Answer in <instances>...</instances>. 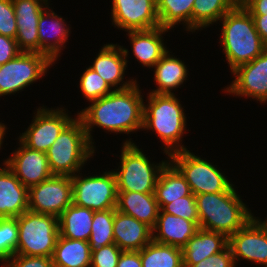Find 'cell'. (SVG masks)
<instances>
[{"instance_id": "obj_1", "label": "cell", "mask_w": 267, "mask_h": 267, "mask_svg": "<svg viewBox=\"0 0 267 267\" xmlns=\"http://www.w3.org/2000/svg\"><path fill=\"white\" fill-rule=\"evenodd\" d=\"M138 80L130 87L113 90L108 95L90 102L77 116L82 120L89 141L95 145L93 128H103L108 134H132L143 128L144 94Z\"/></svg>"}, {"instance_id": "obj_2", "label": "cell", "mask_w": 267, "mask_h": 267, "mask_svg": "<svg viewBox=\"0 0 267 267\" xmlns=\"http://www.w3.org/2000/svg\"><path fill=\"white\" fill-rule=\"evenodd\" d=\"M144 101L142 130H151L157 134L163 144L160 146L163 154L169 156L188 149L182 142L188 127L185 109L179 97L175 93H148Z\"/></svg>"}, {"instance_id": "obj_3", "label": "cell", "mask_w": 267, "mask_h": 267, "mask_svg": "<svg viewBox=\"0 0 267 267\" xmlns=\"http://www.w3.org/2000/svg\"><path fill=\"white\" fill-rule=\"evenodd\" d=\"M219 43L230 72L257 58L267 46L262 42L250 13L240 2L219 21Z\"/></svg>"}, {"instance_id": "obj_4", "label": "cell", "mask_w": 267, "mask_h": 267, "mask_svg": "<svg viewBox=\"0 0 267 267\" xmlns=\"http://www.w3.org/2000/svg\"><path fill=\"white\" fill-rule=\"evenodd\" d=\"M233 184L226 192L195 195L199 228L218 232L228 238L253 216Z\"/></svg>"}, {"instance_id": "obj_5", "label": "cell", "mask_w": 267, "mask_h": 267, "mask_svg": "<svg viewBox=\"0 0 267 267\" xmlns=\"http://www.w3.org/2000/svg\"><path fill=\"white\" fill-rule=\"evenodd\" d=\"M97 149L87 136L82 120L77 116L62 130L46 152L53 175L73 176L94 158Z\"/></svg>"}, {"instance_id": "obj_6", "label": "cell", "mask_w": 267, "mask_h": 267, "mask_svg": "<svg viewBox=\"0 0 267 267\" xmlns=\"http://www.w3.org/2000/svg\"><path fill=\"white\" fill-rule=\"evenodd\" d=\"M121 144L120 165L112 170L116 177L117 191L154 193L158 175L169 157L166 156L167 160L159 163L151 162V158L139 149L132 138L127 137Z\"/></svg>"}, {"instance_id": "obj_7", "label": "cell", "mask_w": 267, "mask_h": 267, "mask_svg": "<svg viewBox=\"0 0 267 267\" xmlns=\"http://www.w3.org/2000/svg\"><path fill=\"white\" fill-rule=\"evenodd\" d=\"M17 218L15 254L52 257L59 236L58 217L27 210Z\"/></svg>"}, {"instance_id": "obj_8", "label": "cell", "mask_w": 267, "mask_h": 267, "mask_svg": "<svg viewBox=\"0 0 267 267\" xmlns=\"http://www.w3.org/2000/svg\"><path fill=\"white\" fill-rule=\"evenodd\" d=\"M168 157L185 177L193 195L226 192L233 185L218 165L188 149L174 152Z\"/></svg>"}, {"instance_id": "obj_9", "label": "cell", "mask_w": 267, "mask_h": 267, "mask_svg": "<svg viewBox=\"0 0 267 267\" xmlns=\"http://www.w3.org/2000/svg\"><path fill=\"white\" fill-rule=\"evenodd\" d=\"M53 65L55 63L45 54L21 51L0 69V97L24 91L37 80L48 76L47 72Z\"/></svg>"}, {"instance_id": "obj_10", "label": "cell", "mask_w": 267, "mask_h": 267, "mask_svg": "<svg viewBox=\"0 0 267 267\" xmlns=\"http://www.w3.org/2000/svg\"><path fill=\"white\" fill-rule=\"evenodd\" d=\"M78 172L72 179V203L92 211L116 209L117 185L112 170L98 175L83 176Z\"/></svg>"}, {"instance_id": "obj_11", "label": "cell", "mask_w": 267, "mask_h": 267, "mask_svg": "<svg viewBox=\"0 0 267 267\" xmlns=\"http://www.w3.org/2000/svg\"><path fill=\"white\" fill-rule=\"evenodd\" d=\"M65 107L36 108L32 122L18 139L28 148L47 152L62 130L74 119Z\"/></svg>"}, {"instance_id": "obj_12", "label": "cell", "mask_w": 267, "mask_h": 267, "mask_svg": "<svg viewBox=\"0 0 267 267\" xmlns=\"http://www.w3.org/2000/svg\"><path fill=\"white\" fill-rule=\"evenodd\" d=\"M71 204V176L53 175L28 188V207L32 212L59 217Z\"/></svg>"}, {"instance_id": "obj_13", "label": "cell", "mask_w": 267, "mask_h": 267, "mask_svg": "<svg viewBox=\"0 0 267 267\" xmlns=\"http://www.w3.org/2000/svg\"><path fill=\"white\" fill-rule=\"evenodd\" d=\"M231 75L234 79L223 89L226 95L267 104V48L251 62L236 67Z\"/></svg>"}, {"instance_id": "obj_14", "label": "cell", "mask_w": 267, "mask_h": 267, "mask_svg": "<svg viewBox=\"0 0 267 267\" xmlns=\"http://www.w3.org/2000/svg\"><path fill=\"white\" fill-rule=\"evenodd\" d=\"M228 246L235 265L242 259L267 267V225L254 216L228 238Z\"/></svg>"}, {"instance_id": "obj_15", "label": "cell", "mask_w": 267, "mask_h": 267, "mask_svg": "<svg viewBox=\"0 0 267 267\" xmlns=\"http://www.w3.org/2000/svg\"><path fill=\"white\" fill-rule=\"evenodd\" d=\"M111 22L118 30H148L160 27L156 0H112Z\"/></svg>"}, {"instance_id": "obj_16", "label": "cell", "mask_w": 267, "mask_h": 267, "mask_svg": "<svg viewBox=\"0 0 267 267\" xmlns=\"http://www.w3.org/2000/svg\"><path fill=\"white\" fill-rule=\"evenodd\" d=\"M94 62L88 67L97 72L113 90L125 89L132 86L137 78H125L128 69L129 50L117 43L102 45ZM124 79H126L124 81ZM120 85V86H119Z\"/></svg>"}, {"instance_id": "obj_17", "label": "cell", "mask_w": 267, "mask_h": 267, "mask_svg": "<svg viewBox=\"0 0 267 267\" xmlns=\"http://www.w3.org/2000/svg\"><path fill=\"white\" fill-rule=\"evenodd\" d=\"M4 161L27 188L40 184L53 176L46 153L30 149L20 140H18L17 149L13 150L11 156L9 155Z\"/></svg>"}, {"instance_id": "obj_18", "label": "cell", "mask_w": 267, "mask_h": 267, "mask_svg": "<svg viewBox=\"0 0 267 267\" xmlns=\"http://www.w3.org/2000/svg\"><path fill=\"white\" fill-rule=\"evenodd\" d=\"M17 21L15 40L24 52L39 53L38 22L50 0H12Z\"/></svg>"}, {"instance_id": "obj_19", "label": "cell", "mask_w": 267, "mask_h": 267, "mask_svg": "<svg viewBox=\"0 0 267 267\" xmlns=\"http://www.w3.org/2000/svg\"><path fill=\"white\" fill-rule=\"evenodd\" d=\"M49 5L41 14L38 22L39 53L48 56L54 63L66 48L65 43L71 34V26ZM64 48V49H63Z\"/></svg>"}, {"instance_id": "obj_20", "label": "cell", "mask_w": 267, "mask_h": 267, "mask_svg": "<svg viewBox=\"0 0 267 267\" xmlns=\"http://www.w3.org/2000/svg\"><path fill=\"white\" fill-rule=\"evenodd\" d=\"M167 32H170V30L157 27L126 33L131 43L132 54L142 67L152 69L167 53L169 49L166 47L165 43L167 42H164L165 37H163Z\"/></svg>"}, {"instance_id": "obj_21", "label": "cell", "mask_w": 267, "mask_h": 267, "mask_svg": "<svg viewBox=\"0 0 267 267\" xmlns=\"http://www.w3.org/2000/svg\"><path fill=\"white\" fill-rule=\"evenodd\" d=\"M2 164L0 165V218H16L29 210L28 188L20 182L4 160Z\"/></svg>"}, {"instance_id": "obj_22", "label": "cell", "mask_w": 267, "mask_h": 267, "mask_svg": "<svg viewBox=\"0 0 267 267\" xmlns=\"http://www.w3.org/2000/svg\"><path fill=\"white\" fill-rule=\"evenodd\" d=\"M113 235L122 251H140L153 240L150 226L118 210L114 213Z\"/></svg>"}, {"instance_id": "obj_23", "label": "cell", "mask_w": 267, "mask_h": 267, "mask_svg": "<svg viewBox=\"0 0 267 267\" xmlns=\"http://www.w3.org/2000/svg\"><path fill=\"white\" fill-rule=\"evenodd\" d=\"M199 227L190 220L159 212L153 231V241L183 248L195 235Z\"/></svg>"}, {"instance_id": "obj_24", "label": "cell", "mask_w": 267, "mask_h": 267, "mask_svg": "<svg viewBox=\"0 0 267 267\" xmlns=\"http://www.w3.org/2000/svg\"><path fill=\"white\" fill-rule=\"evenodd\" d=\"M171 53V54H170ZM183 60L174 56L171 50L155 64L153 67L154 81L157 86L150 90L149 93L156 94H174L176 91L186 83L189 75V69Z\"/></svg>"}, {"instance_id": "obj_25", "label": "cell", "mask_w": 267, "mask_h": 267, "mask_svg": "<svg viewBox=\"0 0 267 267\" xmlns=\"http://www.w3.org/2000/svg\"><path fill=\"white\" fill-rule=\"evenodd\" d=\"M116 210L136 218L153 229L160 209L154 193L117 191Z\"/></svg>"}, {"instance_id": "obj_26", "label": "cell", "mask_w": 267, "mask_h": 267, "mask_svg": "<svg viewBox=\"0 0 267 267\" xmlns=\"http://www.w3.org/2000/svg\"><path fill=\"white\" fill-rule=\"evenodd\" d=\"M228 247V237L222 233L199 228L182 248L183 267L199 263Z\"/></svg>"}, {"instance_id": "obj_27", "label": "cell", "mask_w": 267, "mask_h": 267, "mask_svg": "<svg viewBox=\"0 0 267 267\" xmlns=\"http://www.w3.org/2000/svg\"><path fill=\"white\" fill-rule=\"evenodd\" d=\"M189 184L181 172L168 161L161 169L155 185V198L159 209L165 204L191 194Z\"/></svg>"}, {"instance_id": "obj_28", "label": "cell", "mask_w": 267, "mask_h": 267, "mask_svg": "<svg viewBox=\"0 0 267 267\" xmlns=\"http://www.w3.org/2000/svg\"><path fill=\"white\" fill-rule=\"evenodd\" d=\"M94 211L76 204L69 205L58 217L59 235L89 241Z\"/></svg>"}, {"instance_id": "obj_29", "label": "cell", "mask_w": 267, "mask_h": 267, "mask_svg": "<svg viewBox=\"0 0 267 267\" xmlns=\"http://www.w3.org/2000/svg\"><path fill=\"white\" fill-rule=\"evenodd\" d=\"M52 259L54 267H90L91 250L89 242L59 235Z\"/></svg>"}, {"instance_id": "obj_30", "label": "cell", "mask_w": 267, "mask_h": 267, "mask_svg": "<svg viewBox=\"0 0 267 267\" xmlns=\"http://www.w3.org/2000/svg\"><path fill=\"white\" fill-rule=\"evenodd\" d=\"M194 1L156 0L160 27L174 31V27L183 24L186 33L187 31L192 32V9Z\"/></svg>"}, {"instance_id": "obj_31", "label": "cell", "mask_w": 267, "mask_h": 267, "mask_svg": "<svg viewBox=\"0 0 267 267\" xmlns=\"http://www.w3.org/2000/svg\"><path fill=\"white\" fill-rule=\"evenodd\" d=\"M238 3V0H195L192 9V33L214 26V23L220 24V19Z\"/></svg>"}, {"instance_id": "obj_32", "label": "cell", "mask_w": 267, "mask_h": 267, "mask_svg": "<svg viewBox=\"0 0 267 267\" xmlns=\"http://www.w3.org/2000/svg\"><path fill=\"white\" fill-rule=\"evenodd\" d=\"M142 267H183L182 249L151 241L140 251Z\"/></svg>"}, {"instance_id": "obj_33", "label": "cell", "mask_w": 267, "mask_h": 267, "mask_svg": "<svg viewBox=\"0 0 267 267\" xmlns=\"http://www.w3.org/2000/svg\"><path fill=\"white\" fill-rule=\"evenodd\" d=\"M115 211L116 209L94 211L91 236L88 241L91 251L115 243L113 235Z\"/></svg>"}, {"instance_id": "obj_34", "label": "cell", "mask_w": 267, "mask_h": 267, "mask_svg": "<svg viewBox=\"0 0 267 267\" xmlns=\"http://www.w3.org/2000/svg\"><path fill=\"white\" fill-rule=\"evenodd\" d=\"M82 73L78 86L87 101L92 102L98 100L113 91L108 83L91 68L86 67Z\"/></svg>"}, {"instance_id": "obj_35", "label": "cell", "mask_w": 267, "mask_h": 267, "mask_svg": "<svg viewBox=\"0 0 267 267\" xmlns=\"http://www.w3.org/2000/svg\"><path fill=\"white\" fill-rule=\"evenodd\" d=\"M18 243L17 218H0V262L5 263L16 253Z\"/></svg>"}, {"instance_id": "obj_36", "label": "cell", "mask_w": 267, "mask_h": 267, "mask_svg": "<svg viewBox=\"0 0 267 267\" xmlns=\"http://www.w3.org/2000/svg\"><path fill=\"white\" fill-rule=\"evenodd\" d=\"M159 212H166L193 221L199 227L196 198L192 193L189 196L181 197L176 201L165 204Z\"/></svg>"}, {"instance_id": "obj_37", "label": "cell", "mask_w": 267, "mask_h": 267, "mask_svg": "<svg viewBox=\"0 0 267 267\" xmlns=\"http://www.w3.org/2000/svg\"><path fill=\"white\" fill-rule=\"evenodd\" d=\"M121 253L115 243L91 251L90 267H117Z\"/></svg>"}, {"instance_id": "obj_38", "label": "cell", "mask_w": 267, "mask_h": 267, "mask_svg": "<svg viewBox=\"0 0 267 267\" xmlns=\"http://www.w3.org/2000/svg\"><path fill=\"white\" fill-rule=\"evenodd\" d=\"M0 34L16 38L17 21L12 0H0Z\"/></svg>"}, {"instance_id": "obj_39", "label": "cell", "mask_w": 267, "mask_h": 267, "mask_svg": "<svg viewBox=\"0 0 267 267\" xmlns=\"http://www.w3.org/2000/svg\"><path fill=\"white\" fill-rule=\"evenodd\" d=\"M1 267H54L52 257L15 254Z\"/></svg>"}, {"instance_id": "obj_40", "label": "cell", "mask_w": 267, "mask_h": 267, "mask_svg": "<svg viewBox=\"0 0 267 267\" xmlns=\"http://www.w3.org/2000/svg\"><path fill=\"white\" fill-rule=\"evenodd\" d=\"M190 267H236L232 251L228 246L225 250L211 255Z\"/></svg>"}, {"instance_id": "obj_41", "label": "cell", "mask_w": 267, "mask_h": 267, "mask_svg": "<svg viewBox=\"0 0 267 267\" xmlns=\"http://www.w3.org/2000/svg\"><path fill=\"white\" fill-rule=\"evenodd\" d=\"M21 50L18 48L17 41L10 37L0 34V64L14 59Z\"/></svg>"}, {"instance_id": "obj_42", "label": "cell", "mask_w": 267, "mask_h": 267, "mask_svg": "<svg viewBox=\"0 0 267 267\" xmlns=\"http://www.w3.org/2000/svg\"><path fill=\"white\" fill-rule=\"evenodd\" d=\"M117 267H142L139 251H122Z\"/></svg>"}, {"instance_id": "obj_43", "label": "cell", "mask_w": 267, "mask_h": 267, "mask_svg": "<svg viewBox=\"0 0 267 267\" xmlns=\"http://www.w3.org/2000/svg\"><path fill=\"white\" fill-rule=\"evenodd\" d=\"M240 4L250 15H267V0H241Z\"/></svg>"}, {"instance_id": "obj_44", "label": "cell", "mask_w": 267, "mask_h": 267, "mask_svg": "<svg viewBox=\"0 0 267 267\" xmlns=\"http://www.w3.org/2000/svg\"><path fill=\"white\" fill-rule=\"evenodd\" d=\"M262 42L267 46V15H251Z\"/></svg>"}, {"instance_id": "obj_45", "label": "cell", "mask_w": 267, "mask_h": 267, "mask_svg": "<svg viewBox=\"0 0 267 267\" xmlns=\"http://www.w3.org/2000/svg\"><path fill=\"white\" fill-rule=\"evenodd\" d=\"M7 128H8L7 125L2 123V121H0V149L1 150L3 147L4 139L6 138V133L8 132Z\"/></svg>"}, {"instance_id": "obj_46", "label": "cell", "mask_w": 267, "mask_h": 267, "mask_svg": "<svg viewBox=\"0 0 267 267\" xmlns=\"http://www.w3.org/2000/svg\"><path fill=\"white\" fill-rule=\"evenodd\" d=\"M254 217H255L259 222H261V223L267 225V216H266L265 220L262 219V218H260V217H256V216H254ZM261 219H262V220H261Z\"/></svg>"}]
</instances>
